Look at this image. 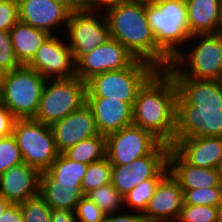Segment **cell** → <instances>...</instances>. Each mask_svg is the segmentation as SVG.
Segmentation results:
<instances>
[{"label":"cell","instance_id":"obj_1","mask_svg":"<svg viewBox=\"0 0 222 222\" xmlns=\"http://www.w3.org/2000/svg\"><path fill=\"white\" fill-rule=\"evenodd\" d=\"M165 70L177 88L175 138L222 137V80L189 78L172 63Z\"/></svg>","mask_w":222,"mask_h":222},{"label":"cell","instance_id":"obj_2","mask_svg":"<svg viewBox=\"0 0 222 222\" xmlns=\"http://www.w3.org/2000/svg\"><path fill=\"white\" fill-rule=\"evenodd\" d=\"M111 38L120 42L136 59L165 70L172 59L157 45L146 16V1L129 0L104 10Z\"/></svg>","mask_w":222,"mask_h":222},{"label":"cell","instance_id":"obj_3","mask_svg":"<svg viewBox=\"0 0 222 222\" xmlns=\"http://www.w3.org/2000/svg\"><path fill=\"white\" fill-rule=\"evenodd\" d=\"M177 88L166 70H158L139 90L133 104V124L172 145L176 131Z\"/></svg>","mask_w":222,"mask_h":222},{"label":"cell","instance_id":"obj_4","mask_svg":"<svg viewBox=\"0 0 222 222\" xmlns=\"http://www.w3.org/2000/svg\"><path fill=\"white\" fill-rule=\"evenodd\" d=\"M146 16L157 45L173 59L191 37L185 0L146 1Z\"/></svg>","mask_w":222,"mask_h":222},{"label":"cell","instance_id":"obj_5","mask_svg":"<svg viewBox=\"0 0 222 222\" xmlns=\"http://www.w3.org/2000/svg\"><path fill=\"white\" fill-rule=\"evenodd\" d=\"M158 70L136 59L129 67L97 74L86 82V98L119 99L133 107L139 90Z\"/></svg>","mask_w":222,"mask_h":222},{"label":"cell","instance_id":"obj_6","mask_svg":"<svg viewBox=\"0 0 222 222\" xmlns=\"http://www.w3.org/2000/svg\"><path fill=\"white\" fill-rule=\"evenodd\" d=\"M46 78L27 65L1 75V103L16 119H33Z\"/></svg>","mask_w":222,"mask_h":222},{"label":"cell","instance_id":"obj_7","mask_svg":"<svg viewBox=\"0 0 222 222\" xmlns=\"http://www.w3.org/2000/svg\"><path fill=\"white\" fill-rule=\"evenodd\" d=\"M171 63L189 78L222 80V37L216 33L191 36Z\"/></svg>","mask_w":222,"mask_h":222},{"label":"cell","instance_id":"obj_8","mask_svg":"<svg viewBox=\"0 0 222 222\" xmlns=\"http://www.w3.org/2000/svg\"><path fill=\"white\" fill-rule=\"evenodd\" d=\"M86 103V82L71 78L47 79L34 120L51 126Z\"/></svg>","mask_w":222,"mask_h":222},{"label":"cell","instance_id":"obj_9","mask_svg":"<svg viewBox=\"0 0 222 222\" xmlns=\"http://www.w3.org/2000/svg\"><path fill=\"white\" fill-rule=\"evenodd\" d=\"M12 135L20 148L23 162L40 173L47 171L59 155L49 125L34 119H16Z\"/></svg>","mask_w":222,"mask_h":222},{"label":"cell","instance_id":"obj_10","mask_svg":"<svg viewBox=\"0 0 222 222\" xmlns=\"http://www.w3.org/2000/svg\"><path fill=\"white\" fill-rule=\"evenodd\" d=\"M63 35L73 53L75 64L111 38L104 11L91 9L72 11Z\"/></svg>","mask_w":222,"mask_h":222},{"label":"cell","instance_id":"obj_11","mask_svg":"<svg viewBox=\"0 0 222 222\" xmlns=\"http://www.w3.org/2000/svg\"><path fill=\"white\" fill-rule=\"evenodd\" d=\"M161 141L134 124L106 136V157L111 165H125L149 155Z\"/></svg>","mask_w":222,"mask_h":222},{"label":"cell","instance_id":"obj_12","mask_svg":"<svg viewBox=\"0 0 222 222\" xmlns=\"http://www.w3.org/2000/svg\"><path fill=\"white\" fill-rule=\"evenodd\" d=\"M27 66L46 79L75 76L73 53L61 34L50 35Z\"/></svg>","mask_w":222,"mask_h":222},{"label":"cell","instance_id":"obj_13","mask_svg":"<svg viewBox=\"0 0 222 222\" xmlns=\"http://www.w3.org/2000/svg\"><path fill=\"white\" fill-rule=\"evenodd\" d=\"M135 60L120 42L110 38L75 64V76L87 82L97 74L129 67Z\"/></svg>","mask_w":222,"mask_h":222},{"label":"cell","instance_id":"obj_14","mask_svg":"<svg viewBox=\"0 0 222 222\" xmlns=\"http://www.w3.org/2000/svg\"><path fill=\"white\" fill-rule=\"evenodd\" d=\"M18 11L20 21L51 35L62 34L72 13L58 0H18Z\"/></svg>","mask_w":222,"mask_h":222},{"label":"cell","instance_id":"obj_15","mask_svg":"<svg viewBox=\"0 0 222 222\" xmlns=\"http://www.w3.org/2000/svg\"><path fill=\"white\" fill-rule=\"evenodd\" d=\"M183 205V189L168 171L158 182L142 214L149 222H176Z\"/></svg>","mask_w":222,"mask_h":222},{"label":"cell","instance_id":"obj_16","mask_svg":"<svg viewBox=\"0 0 222 222\" xmlns=\"http://www.w3.org/2000/svg\"><path fill=\"white\" fill-rule=\"evenodd\" d=\"M50 127L59 153L82 140L99 135L93 112L86 103Z\"/></svg>","mask_w":222,"mask_h":222},{"label":"cell","instance_id":"obj_17","mask_svg":"<svg viewBox=\"0 0 222 222\" xmlns=\"http://www.w3.org/2000/svg\"><path fill=\"white\" fill-rule=\"evenodd\" d=\"M171 147L196 167L216 169L222 158V137L174 138Z\"/></svg>","mask_w":222,"mask_h":222},{"label":"cell","instance_id":"obj_18","mask_svg":"<svg viewBox=\"0 0 222 222\" xmlns=\"http://www.w3.org/2000/svg\"><path fill=\"white\" fill-rule=\"evenodd\" d=\"M39 185L40 172L24 162L0 175V194L12 204L39 194Z\"/></svg>","mask_w":222,"mask_h":222},{"label":"cell","instance_id":"obj_19","mask_svg":"<svg viewBox=\"0 0 222 222\" xmlns=\"http://www.w3.org/2000/svg\"><path fill=\"white\" fill-rule=\"evenodd\" d=\"M91 108L98 132L107 136L133 124V107L119 99L86 98Z\"/></svg>","mask_w":222,"mask_h":222},{"label":"cell","instance_id":"obj_20","mask_svg":"<svg viewBox=\"0 0 222 222\" xmlns=\"http://www.w3.org/2000/svg\"><path fill=\"white\" fill-rule=\"evenodd\" d=\"M168 171L182 189L222 187V179L217 169L192 166L172 147L168 154Z\"/></svg>","mask_w":222,"mask_h":222},{"label":"cell","instance_id":"obj_21","mask_svg":"<svg viewBox=\"0 0 222 222\" xmlns=\"http://www.w3.org/2000/svg\"><path fill=\"white\" fill-rule=\"evenodd\" d=\"M39 194L52 209L74 211L79 200L85 195L81 184L60 183L48 171L40 173Z\"/></svg>","mask_w":222,"mask_h":222},{"label":"cell","instance_id":"obj_22","mask_svg":"<svg viewBox=\"0 0 222 222\" xmlns=\"http://www.w3.org/2000/svg\"><path fill=\"white\" fill-rule=\"evenodd\" d=\"M185 3L191 36L216 33L222 0H185Z\"/></svg>","mask_w":222,"mask_h":222},{"label":"cell","instance_id":"obj_23","mask_svg":"<svg viewBox=\"0 0 222 222\" xmlns=\"http://www.w3.org/2000/svg\"><path fill=\"white\" fill-rule=\"evenodd\" d=\"M9 32L15 57L21 65H27L36 55L37 50L51 35L20 20Z\"/></svg>","mask_w":222,"mask_h":222},{"label":"cell","instance_id":"obj_24","mask_svg":"<svg viewBox=\"0 0 222 222\" xmlns=\"http://www.w3.org/2000/svg\"><path fill=\"white\" fill-rule=\"evenodd\" d=\"M170 148L171 145L161 142L149 155L130 162V169L134 171L136 185L144 180L161 179L168 172Z\"/></svg>","mask_w":222,"mask_h":222},{"label":"cell","instance_id":"obj_25","mask_svg":"<svg viewBox=\"0 0 222 222\" xmlns=\"http://www.w3.org/2000/svg\"><path fill=\"white\" fill-rule=\"evenodd\" d=\"M63 154L70 160L90 164L106 157V136L96 135L68 148Z\"/></svg>","mask_w":222,"mask_h":222},{"label":"cell","instance_id":"obj_26","mask_svg":"<svg viewBox=\"0 0 222 222\" xmlns=\"http://www.w3.org/2000/svg\"><path fill=\"white\" fill-rule=\"evenodd\" d=\"M87 167L88 164L70 160L63 153H59L47 171L60 183L81 184Z\"/></svg>","mask_w":222,"mask_h":222},{"label":"cell","instance_id":"obj_27","mask_svg":"<svg viewBox=\"0 0 222 222\" xmlns=\"http://www.w3.org/2000/svg\"><path fill=\"white\" fill-rule=\"evenodd\" d=\"M106 215L124 209V198L112 183L92 189L85 194Z\"/></svg>","mask_w":222,"mask_h":222},{"label":"cell","instance_id":"obj_28","mask_svg":"<svg viewBox=\"0 0 222 222\" xmlns=\"http://www.w3.org/2000/svg\"><path fill=\"white\" fill-rule=\"evenodd\" d=\"M112 181V165L107 157L88 164L81 185L84 194L92 189L110 184Z\"/></svg>","mask_w":222,"mask_h":222},{"label":"cell","instance_id":"obj_29","mask_svg":"<svg viewBox=\"0 0 222 222\" xmlns=\"http://www.w3.org/2000/svg\"><path fill=\"white\" fill-rule=\"evenodd\" d=\"M160 179L144 180L131 191H129L124 198V209L143 213L147 207L150 198L153 196L154 190ZM128 207V208H125Z\"/></svg>","mask_w":222,"mask_h":222},{"label":"cell","instance_id":"obj_30","mask_svg":"<svg viewBox=\"0 0 222 222\" xmlns=\"http://www.w3.org/2000/svg\"><path fill=\"white\" fill-rule=\"evenodd\" d=\"M19 206L24 222H50L52 208L40 194L19 203Z\"/></svg>","mask_w":222,"mask_h":222},{"label":"cell","instance_id":"obj_31","mask_svg":"<svg viewBox=\"0 0 222 222\" xmlns=\"http://www.w3.org/2000/svg\"><path fill=\"white\" fill-rule=\"evenodd\" d=\"M184 204L216 207L222 198V187L183 189Z\"/></svg>","mask_w":222,"mask_h":222},{"label":"cell","instance_id":"obj_32","mask_svg":"<svg viewBox=\"0 0 222 222\" xmlns=\"http://www.w3.org/2000/svg\"><path fill=\"white\" fill-rule=\"evenodd\" d=\"M22 163L23 159L15 137L10 135L0 140V175Z\"/></svg>","mask_w":222,"mask_h":222},{"label":"cell","instance_id":"obj_33","mask_svg":"<svg viewBox=\"0 0 222 222\" xmlns=\"http://www.w3.org/2000/svg\"><path fill=\"white\" fill-rule=\"evenodd\" d=\"M176 222H218L217 207L184 204Z\"/></svg>","mask_w":222,"mask_h":222},{"label":"cell","instance_id":"obj_34","mask_svg":"<svg viewBox=\"0 0 222 222\" xmlns=\"http://www.w3.org/2000/svg\"><path fill=\"white\" fill-rule=\"evenodd\" d=\"M111 183L123 197L137 186L135 184L134 171L130 169V163L125 165H112Z\"/></svg>","mask_w":222,"mask_h":222},{"label":"cell","instance_id":"obj_35","mask_svg":"<svg viewBox=\"0 0 222 222\" xmlns=\"http://www.w3.org/2000/svg\"><path fill=\"white\" fill-rule=\"evenodd\" d=\"M21 64L16 59L9 31L0 30V75L8 73Z\"/></svg>","mask_w":222,"mask_h":222},{"label":"cell","instance_id":"obj_36","mask_svg":"<svg viewBox=\"0 0 222 222\" xmlns=\"http://www.w3.org/2000/svg\"><path fill=\"white\" fill-rule=\"evenodd\" d=\"M74 213L78 222H103L106 215L85 195L77 203Z\"/></svg>","mask_w":222,"mask_h":222},{"label":"cell","instance_id":"obj_37","mask_svg":"<svg viewBox=\"0 0 222 222\" xmlns=\"http://www.w3.org/2000/svg\"><path fill=\"white\" fill-rule=\"evenodd\" d=\"M18 21V0H0V30L10 31Z\"/></svg>","mask_w":222,"mask_h":222},{"label":"cell","instance_id":"obj_38","mask_svg":"<svg viewBox=\"0 0 222 222\" xmlns=\"http://www.w3.org/2000/svg\"><path fill=\"white\" fill-rule=\"evenodd\" d=\"M126 212L125 209H123V212L121 210L112 214H107L103 222H149L140 212H132L131 210H126Z\"/></svg>","mask_w":222,"mask_h":222},{"label":"cell","instance_id":"obj_39","mask_svg":"<svg viewBox=\"0 0 222 222\" xmlns=\"http://www.w3.org/2000/svg\"><path fill=\"white\" fill-rule=\"evenodd\" d=\"M15 120L14 115L0 102V140L12 135Z\"/></svg>","mask_w":222,"mask_h":222},{"label":"cell","instance_id":"obj_40","mask_svg":"<svg viewBox=\"0 0 222 222\" xmlns=\"http://www.w3.org/2000/svg\"><path fill=\"white\" fill-rule=\"evenodd\" d=\"M0 222H24L19 204H10L2 213Z\"/></svg>","mask_w":222,"mask_h":222},{"label":"cell","instance_id":"obj_41","mask_svg":"<svg viewBox=\"0 0 222 222\" xmlns=\"http://www.w3.org/2000/svg\"><path fill=\"white\" fill-rule=\"evenodd\" d=\"M50 222H78L74 211L68 209H52Z\"/></svg>","mask_w":222,"mask_h":222},{"label":"cell","instance_id":"obj_42","mask_svg":"<svg viewBox=\"0 0 222 222\" xmlns=\"http://www.w3.org/2000/svg\"><path fill=\"white\" fill-rule=\"evenodd\" d=\"M58 1L65 4L72 11L89 10L91 5V0H58Z\"/></svg>","mask_w":222,"mask_h":222},{"label":"cell","instance_id":"obj_43","mask_svg":"<svg viewBox=\"0 0 222 222\" xmlns=\"http://www.w3.org/2000/svg\"><path fill=\"white\" fill-rule=\"evenodd\" d=\"M129 0H91V10H104L110 5H114L121 2H127Z\"/></svg>","mask_w":222,"mask_h":222},{"label":"cell","instance_id":"obj_44","mask_svg":"<svg viewBox=\"0 0 222 222\" xmlns=\"http://www.w3.org/2000/svg\"><path fill=\"white\" fill-rule=\"evenodd\" d=\"M10 204L11 203L3 195L0 194V218L2 213Z\"/></svg>","mask_w":222,"mask_h":222},{"label":"cell","instance_id":"obj_45","mask_svg":"<svg viewBox=\"0 0 222 222\" xmlns=\"http://www.w3.org/2000/svg\"><path fill=\"white\" fill-rule=\"evenodd\" d=\"M216 34L222 37V3H221V8H220L219 22L216 28Z\"/></svg>","mask_w":222,"mask_h":222},{"label":"cell","instance_id":"obj_46","mask_svg":"<svg viewBox=\"0 0 222 222\" xmlns=\"http://www.w3.org/2000/svg\"><path fill=\"white\" fill-rule=\"evenodd\" d=\"M217 207V221L222 222V198Z\"/></svg>","mask_w":222,"mask_h":222},{"label":"cell","instance_id":"obj_47","mask_svg":"<svg viewBox=\"0 0 222 222\" xmlns=\"http://www.w3.org/2000/svg\"><path fill=\"white\" fill-rule=\"evenodd\" d=\"M216 169H217V171L220 174V177L222 179V158L220 159L219 164H218Z\"/></svg>","mask_w":222,"mask_h":222},{"label":"cell","instance_id":"obj_48","mask_svg":"<svg viewBox=\"0 0 222 222\" xmlns=\"http://www.w3.org/2000/svg\"><path fill=\"white\" fill-rule=\"evenodd\" d=\"M0 102H1V75H0Z\"/></svg>","mask_w":222,"mask_h":222}]
</instances>
